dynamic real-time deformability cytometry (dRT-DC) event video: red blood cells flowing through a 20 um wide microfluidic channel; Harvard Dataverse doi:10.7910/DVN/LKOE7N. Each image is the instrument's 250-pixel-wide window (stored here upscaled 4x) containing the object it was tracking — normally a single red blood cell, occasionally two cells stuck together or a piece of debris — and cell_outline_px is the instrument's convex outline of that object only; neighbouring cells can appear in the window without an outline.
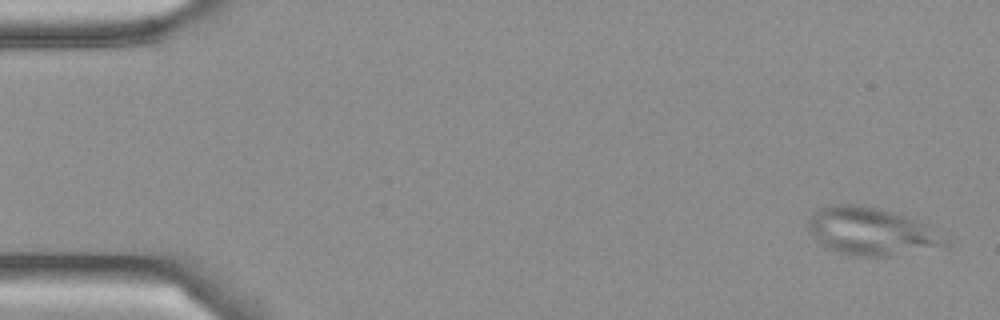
{"species": "Egyptian fruit bat (a non-hibernating species)", "species_latin": "Rousettus aegyptiacus", "temperature_condition": "cold", "stored_images_in_passage": 4, "camera_frame_rate_fps": 3000, "um_per_image_px": 0.085, "frame": {"image": 1, "passage_image": 1, "time_ms": 0.0, "image_size_px": [1000, 320], "cell_outline_px": [[948, 244], [888, 256], [848, 256], [824, 248], [816, 240], [808, 228], [808, 220], [820, 208], [828, 204], [852, 204], [872, 208], [904, 216], [916, 220], [948, 240]], "centroid_in_image_um": [73.93, 19.69], "position_along_channel_um": 11.1, "area_um2": 36.99}}